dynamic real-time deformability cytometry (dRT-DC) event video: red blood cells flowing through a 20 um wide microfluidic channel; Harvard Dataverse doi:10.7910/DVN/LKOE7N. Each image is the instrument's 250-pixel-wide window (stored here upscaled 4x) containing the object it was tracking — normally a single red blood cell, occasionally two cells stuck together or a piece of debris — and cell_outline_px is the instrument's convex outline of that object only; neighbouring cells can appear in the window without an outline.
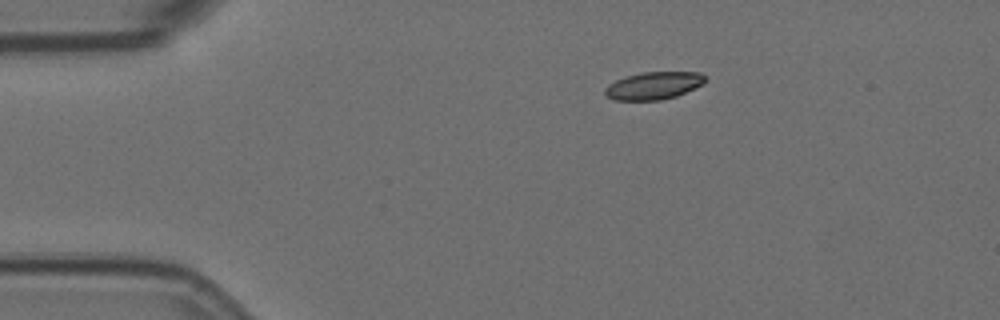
{"species": "Egyptian fruit bat (a non-hibernating species)", "species_latin": "Rousettus aegyptiacus", "temperature_condition": "room temperature", "stored_images_in_passage": 3, "camera_frame_rate_fps": 3000, "um_per_image_px": 0.085, "animal": {"sex": "female"}, "frame": {"image": 1, "passage_image": 1, "time_ms": 0.0, "image_size_px": [1000, 320], "cell_outline_px": [[704, 84], [676, 96], [660, 100], [612, 100], [604, 92], [604, 88], [608, 84], [616, 80], [640, 72], [700, 72], [704, 76]], "centroid_in_image_um": [55.54, 7.28], "position_along_channel_um": 29.5, "area_um2": 16.01}}